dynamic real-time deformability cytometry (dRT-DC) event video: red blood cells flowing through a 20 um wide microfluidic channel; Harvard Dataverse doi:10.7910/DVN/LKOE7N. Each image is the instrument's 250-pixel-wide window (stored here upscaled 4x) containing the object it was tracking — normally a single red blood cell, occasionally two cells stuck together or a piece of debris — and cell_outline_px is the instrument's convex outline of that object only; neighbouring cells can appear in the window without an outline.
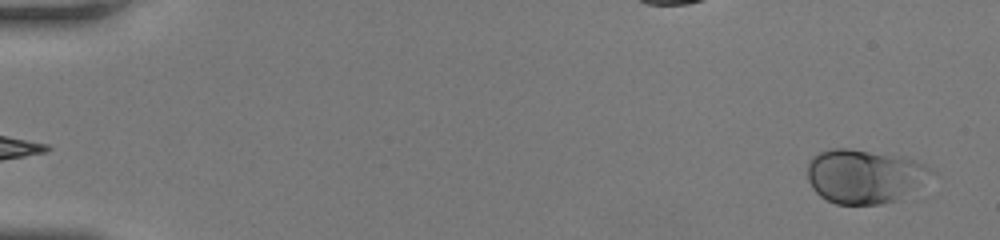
{"species": "human", "species_latin": "Homo sapiens", "temperature_condition": "room temperature", "stored_images_in_passage": 50, "camera_frame_rate_fps": 3000, "um_per_image_px": 0.085, "donor": {"sex": "female"}, "frame": {"image": 1, "passage_image": 1, "time_ms": 0.0, "image_size_px": [1000, 240], "cell_outline_px": [[932, 172], [900, 200], [880, 204], [836, 204], [820, 196], [812, 188], [808, 180], [808, 164], [812, 156], [820, 152], [832, 148], [848, 148], [908, 156], [932, 168]], "centroid_in_image_um": [73.45, 14.96], "position_along_channel_um": 11.6, "area_um2": 38.96}}
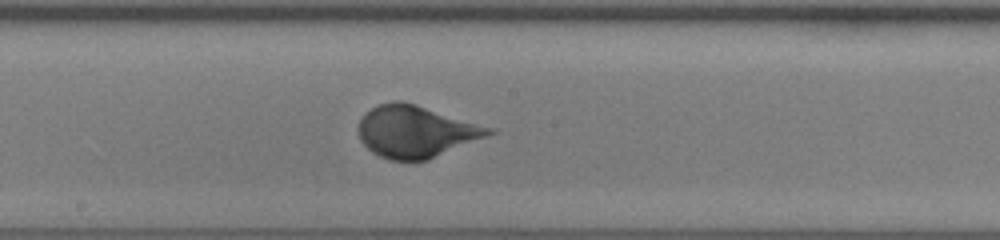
{"frame": {"image": 2, "passage_image": 28, "time_ms": 9.0, "image_size_px": [1000, 240], "cell_outline_px": [[496, 132], [428, 160], [388, 160], [372, 152], [360, 140], [356, 128], [360, 116], [364, 112], [380, 104], [396, 100], [400, 100], [416, 104], [492, 128]], "centroid_in_image_um": [35.27, 11.17], "position_along_channel_um": 212.9, "area_um2": 39.3}}
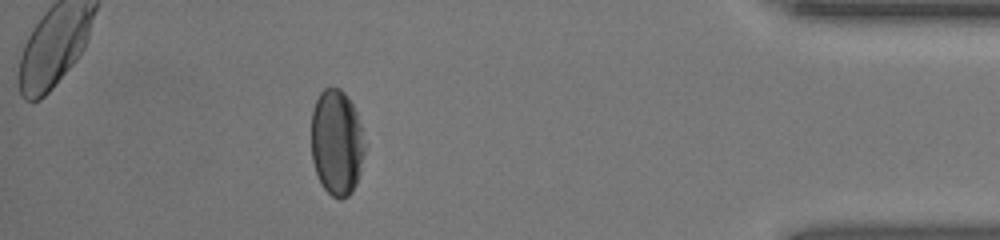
{"frame": {"image": 3, "passage_image": 45, "time_ms": 14.667, "image_size_px": [1000, 240], "cell_outline_px": [[364, 152], [360, 172], [356, 184], [352, 192], [348, 196], [340, 200], [332, 196], [324, 188], [316, 172], [312, 160], [312, 108], [320, 92], [324, 88], [340, 88], [344, 92], [352, 104], [356, 112], [360, 124], [364, 148]], "centroid_in_image_um": [28.61, 12.12], "position_along_channel_um": 406.6, "area_um2": 32.77}, "authors_computed_cell_mechanics": {"area_um2": 37.1076, "velocity_mm_per_s": 4.1377, "shape_relaxation_time_tau1_ms": 3.4582, "shape_relaxation_time_tau2_ms": null, "deformation_change_tau1": 0.1464, "deformation_change_tau2": null}}